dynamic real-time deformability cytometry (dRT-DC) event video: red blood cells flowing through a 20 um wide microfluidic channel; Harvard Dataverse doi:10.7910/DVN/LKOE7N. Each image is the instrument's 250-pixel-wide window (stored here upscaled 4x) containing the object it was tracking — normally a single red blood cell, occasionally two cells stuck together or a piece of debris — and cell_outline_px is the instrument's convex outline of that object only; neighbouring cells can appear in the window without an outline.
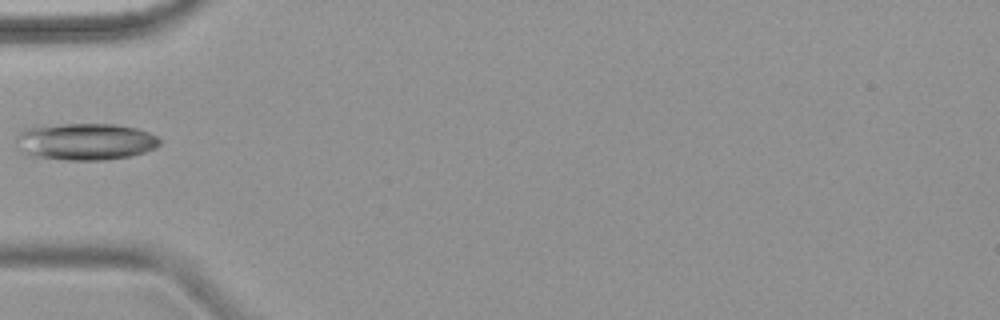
{"species": "common noctule bat (a hibernating species)", "species_latin": "Nyctalus noctula", "temperature_condition": "warm", "stored_images_in_passage": 3, "camera_frame_rate_fps": 3000, "um_per_image_px": 0.085, "animal": {"sex": "female", "body_mass_g": 18.4}, "frame": {"image": 1, "passage_image": 2, "time_ms": 1.333, "image_size_px": [1000, 320], "cell_outline_px": [[160, 144], [156, 148], [132, 156], [104, 160], [64, 160], [28, 156], [16, 148], [16, 136], [24, 128], [64, 124], [116, 124], [136, 128], [148, 132], [156, 136], [160, 140]], "centroid_in_image_um": [7.22, 12.05], "position_along_channel_um": 77.8, "area_um2": 31.21}}
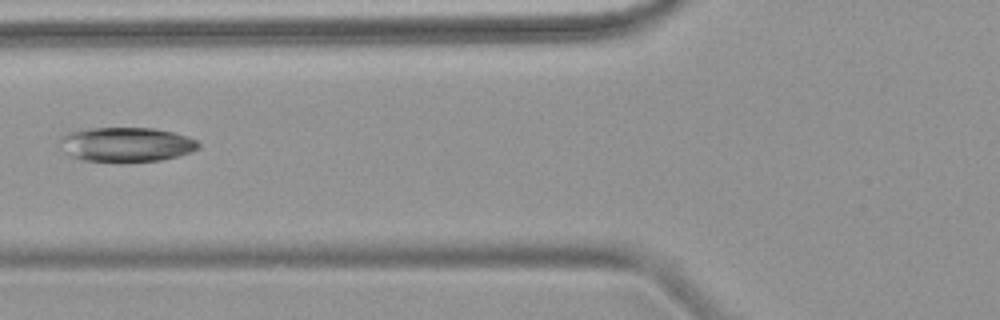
{"frame": {"image": 2, "passage_image": 3, "time_ms": 2.333, "image_size_px": [1000, 320], "cell_outline_px": [[200, 148], [192, 152], [180, 156], [160, 160], [84, 160], [72, 156], [64, 152], [60, 140], [68, 132], [88, 128], [156, 128], [188, 136], [196, 140], [200, 144]], "centroid_in_image_um": [10.8, 12.25], "position_along_channel_um": 115.0, "area_um2": 27.4}}